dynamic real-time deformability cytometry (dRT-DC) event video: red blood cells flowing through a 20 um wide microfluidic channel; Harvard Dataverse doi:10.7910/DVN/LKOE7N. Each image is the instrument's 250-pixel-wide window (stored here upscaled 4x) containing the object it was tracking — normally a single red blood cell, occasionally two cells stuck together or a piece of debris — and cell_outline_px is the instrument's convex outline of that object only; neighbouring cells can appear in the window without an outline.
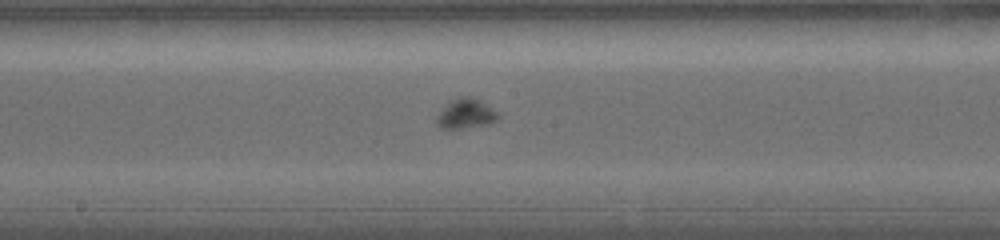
{"species": "common noctule bat (a hibernating species)", "species_latin": "Nyctalus noctula", "temperature_condition": "warm", "stored_images_in_passage": 12, "camera_frame_rate_fps": 5000, "um_per_image_px": 0.085, "animal": {"sex": "female", "body_mass_g": 19.0, "forearm_length_mm": 56.7}, "frame": {"image": 1, "passage_image": 9, "time_ms": 7.0, "image_size_px": [1000, 240], "cell_outline_px": [[500, 116], [496, 120], [488, 124], [460, 128], [440, 128], [436, 124], [436, 116], [452, 100], [460, 96], [468, 96], [480, 100], [496, 112]], "centroid_in_image_um": [39.58, 9.67], "position_along_channel_um": 208.6, "area_um2": 10.35}}